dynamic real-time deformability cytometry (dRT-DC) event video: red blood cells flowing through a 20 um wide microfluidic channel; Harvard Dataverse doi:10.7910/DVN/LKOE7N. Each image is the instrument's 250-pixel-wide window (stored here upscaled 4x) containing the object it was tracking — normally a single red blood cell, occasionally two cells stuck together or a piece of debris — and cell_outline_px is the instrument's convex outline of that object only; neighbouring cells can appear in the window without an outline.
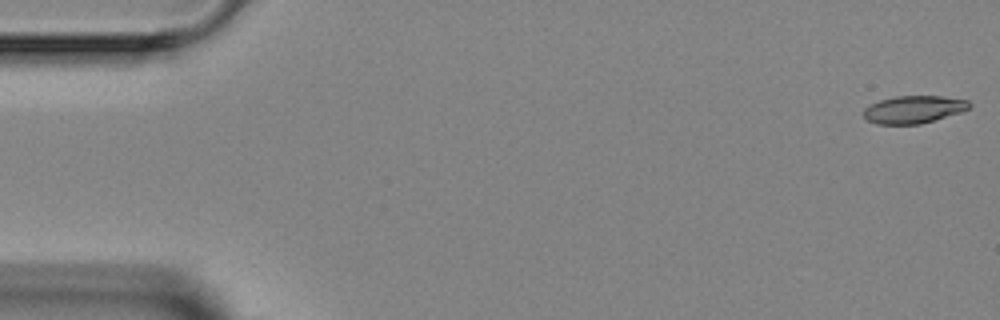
{"species": "Egyptian fruit bat (a non-hibernating species)", "species_latin": "Rousettus aegyptiacus", "temperature_condition": "room temperature", "stored_images_in_passage": 7, "camera_frame_rate_fps": 3000, "um_per_image_px": 0.085, "animal": {"sex": "female"}, "frame": {"image": 1, "passage_image": 1, "time_ms": 0.0, "image_size_px": [1000, 320], "cell_outline_px": [[972, 104], [968, 108], [960, 112], [920, 124], [876, 124], [868, 120], [864, 116], [864, 108], [868, 104], [880, 100], [896, 96], [940, 96], [968, 100]], "centroid_in_image_um": [77.63, 9.3], "position_along_channel_um": 7.4, "area_um2": 16.88}}
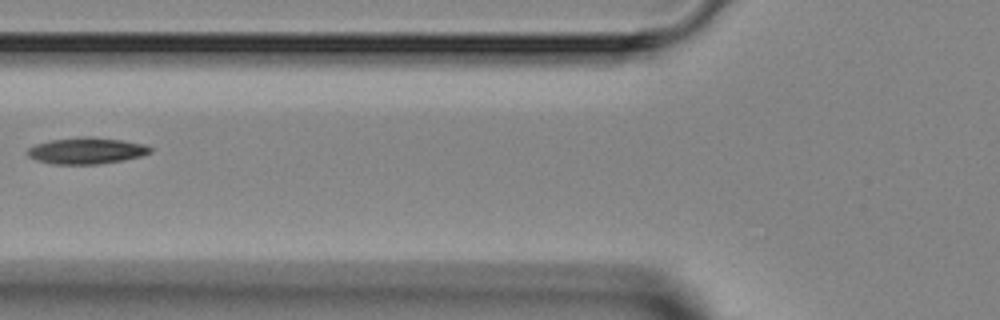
{"frame": {"image": 2, "passage_image": 6, "time_ms": 6.0, "image_size_px": [1000, 320], "cell_outline_px": [[152, 152], [140, 156], [124, 160], [96, 164], [52, 164], [36, 160], [28, 156], [28, 148], [36, 144], [48, 140], [80, 136], [92, 136], [120, 140], [144, 144], [152, 148]], "centroid_in_image_um": [7.33, 12.8], "position_along_channel_um": 118.5, "area_um2": 18.96}}
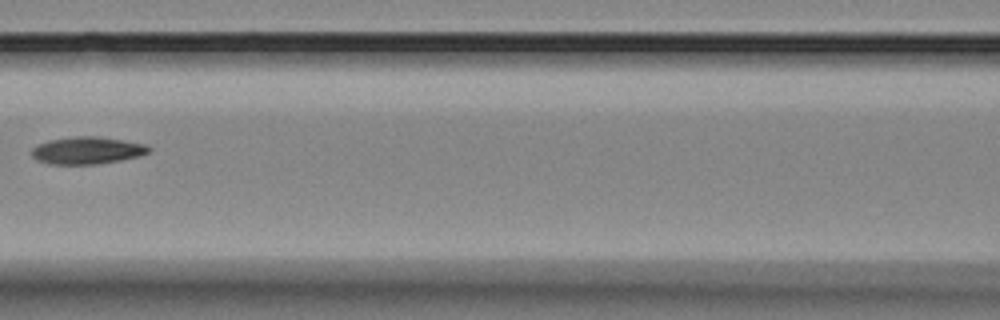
{"frame": {"image": 3, "passage_image": 7, "time_ms": 7.0, "image_size_px": [1000, 320], "cell_outline_px": [[152, 148], [148, 152], [140, 156], [120, 160], [96, 164], [48, 164], [36, 160], [32, 156], [32, 148], [48, 140], [76, 136], [96, 136], [124, 140], [144, 144]], "centroid_in_image_um": [7.4, 12.79], "position_along_channel_um": 159.2, "area_um2": 18.55}}